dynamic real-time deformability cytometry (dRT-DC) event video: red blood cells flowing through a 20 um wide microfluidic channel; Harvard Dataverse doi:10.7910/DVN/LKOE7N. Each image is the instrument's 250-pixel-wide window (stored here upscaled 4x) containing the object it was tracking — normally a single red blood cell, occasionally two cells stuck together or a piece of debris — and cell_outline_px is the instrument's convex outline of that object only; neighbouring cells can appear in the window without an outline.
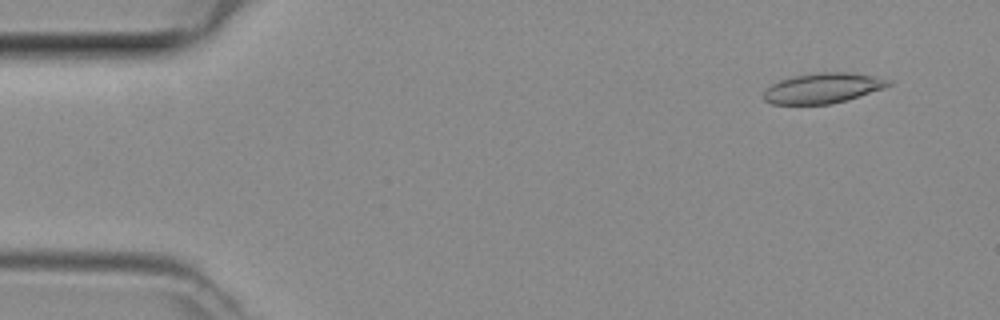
{"species": "common noctule bat (a hibernating species)", "species_latin": "Nyctalus noctula", "temperature_condition": "room temperature", "stored_images_in_passage": 48, "camera_frame_rate_fps": 3000, "um_per_image_px": 0.085, "animal": {"sex": "female", "body_mass_g": 29.2, "forearm_length_mm": 56.3}, "frame": {"image": 1, "passage_image": 4, "time_ms": 1.0, "image_size_px": [1000, 320], "cell_outline_px": [[892, 84], [884, 88], [844, 100], [828, 104], [772, 104], [764, 100], [764, 92], [772, 84], [780, 80], [796, 76], [816, 72], [848, 72], [872, 76], [888, 80]], "centroid_in_image_um": [69.91, 7.49], "position_along_channel_um": 15.1, "area_um2": 21.5}}
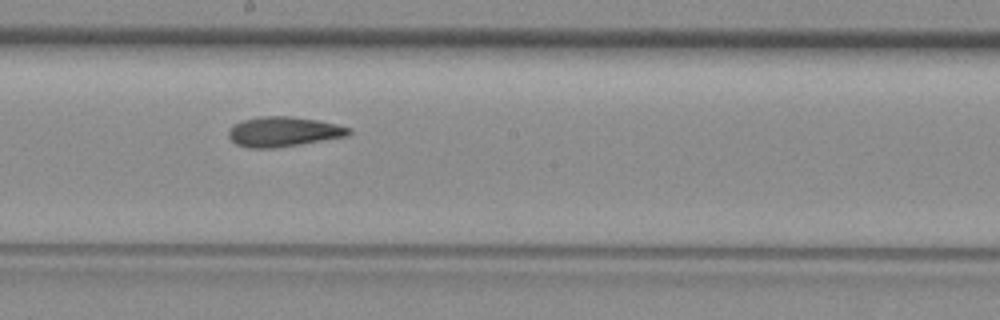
{"frame": {"image": 2, "passage_image": 26, "time_ms": 8.333, "image_size_px": [1000, 320], "cell_outline_px": [[352, 132], [348, 136], [300, 144], [272, 148], [248, 148], [236, 144], [228, 136], [228, 128], [232, 124], [244, 120], [260, 116], [292, 116], [316, 120], [336, 124], [352, 128]], "centroid_in_image_um": [24.08, 11.19], "position_along_channel_um": 224.1, "area_um2": 21.04}}
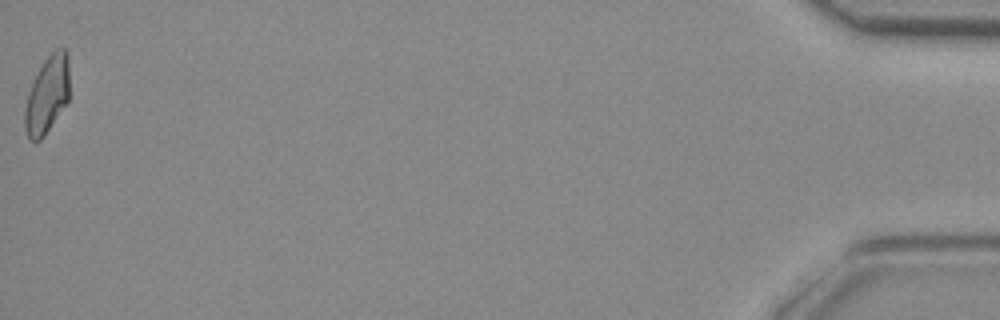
{"frame": {"image": 3, "passage_image": 48, "time_ms": 15.667, "image_size_px": [1000, 320], "cell_outline_px": [[68, 100], [44, 136], [40, 140], [28, 140], [24, 128], [24, 108], [28, 92], [32, 80], [44, 60], [56, 48], [64, 48], [68, 52]], "centroid_in_image_um": [3.98, 8.05], "position_along_channel_um": 431.2, "area_um2": 20.11}}